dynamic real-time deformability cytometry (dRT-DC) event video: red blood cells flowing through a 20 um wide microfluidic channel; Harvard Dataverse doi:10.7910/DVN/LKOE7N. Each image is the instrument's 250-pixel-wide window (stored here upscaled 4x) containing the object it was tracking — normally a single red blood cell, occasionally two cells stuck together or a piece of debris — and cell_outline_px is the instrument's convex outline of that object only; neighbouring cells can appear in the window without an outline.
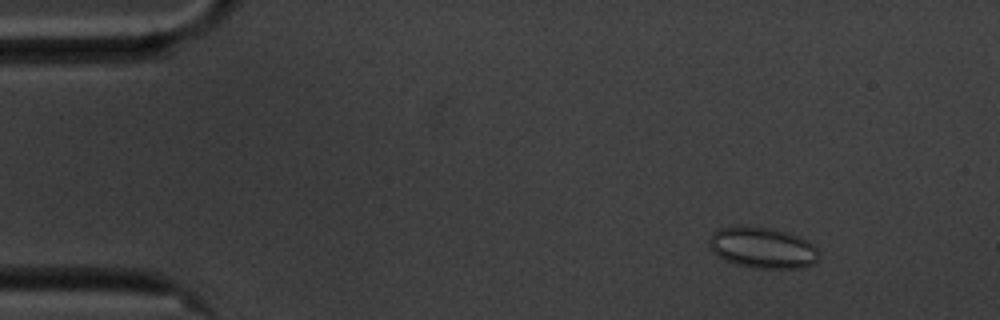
{"species": "common noctule bat (a hibernating species)", "species_latin": "Nyctalus noctula", "temperature_condition": "cold", "stored_images_in_passage": 57, "camera_frame_rate_fps": 3000, "um_per_image_px": 0.085, "animal": {"sex": "male", "body_mass_g": 20.1, "forearm_length_mm": 53.5}, "frame": {"image": 1, "passage_image": 6, "time_ms": 1.667, "image_size_px": [1000, 320], "cell_outline_px": [[820, 256], [816, 264], [800, 268], [752, 268], [736, 264], [724, 260], [716, 256], [712, 252], [708, 240], [712, 232], [720, 228], [740, 224], [768, 228], [784, 232], [796, 236], [812, 244], [820, 252]], "centroid_in_image_um": [64.78, 21.06], "position_along_channel_um": 20.2, "area_um2": 26.59}}
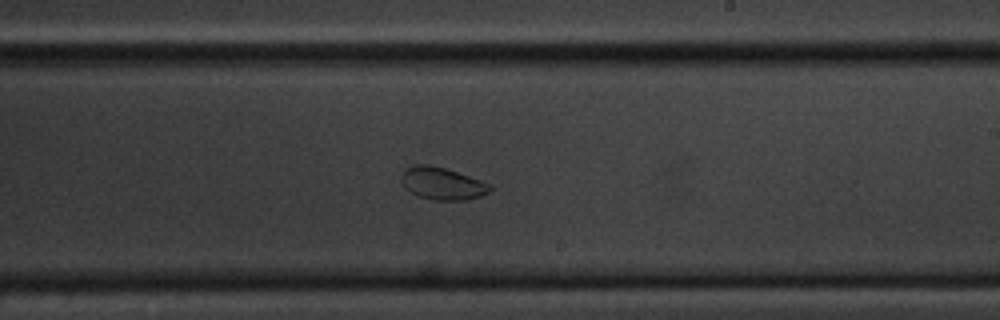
{"frame": {"image": 2, "passage_image": 33, "time_ms": 10.667, "image_size_px": [1000, 320], "cell_outline_px": [[492, 188], [488, 192], [480, 196], [468, 200], [432, 200], [416, 196], [404, 188], [400, 180], [400, 176], [404, 168], [412, 164], [428, 164], [444, 168], [492, 184]], "centroid_in_image_um": [37.53, 15.6], "position_along_channel_um": 251.5, "area_um2": 16.99}}
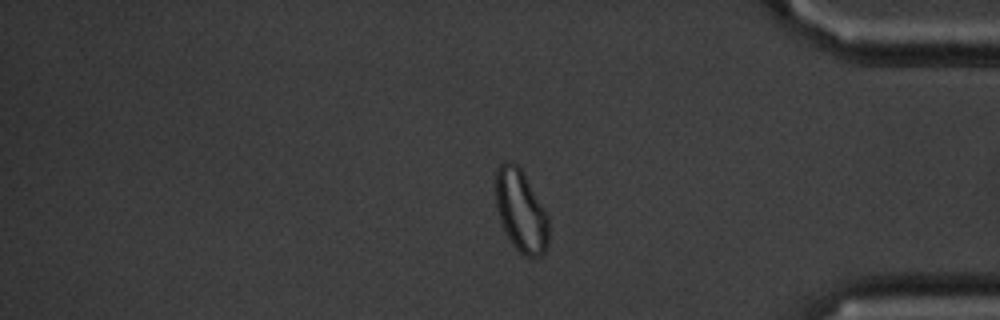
{"frame": {"image": 3, "passage_image": 47, "time_ms": 15.333, "image_size_px": [1000, 320], "cell_outline_px": [[548, 244], [544, 252], [540, 256], [524, 256], [512, 244], [500, 220], [496, 208], [496, 172], [500, 164], [504, 160], [508, 160], [516, 164], [520, 168], [544, 208], [548, 216]], "centroid_in_image_um": [44.27, 17.92], "position_along_channel_um": 390.9, "area_um2": 25.03}, "authors_computed_cell_mechanics": {"area_um2": 23.12, "velocity_mm_per_s": 3.4808, "shape_relaxation_time_tau1_ms": null, "shape_relaxation_time_tau2_ms": 1.4041, "deformation_change_tau1": null, "deformation_change_tau2": 0.0504}}